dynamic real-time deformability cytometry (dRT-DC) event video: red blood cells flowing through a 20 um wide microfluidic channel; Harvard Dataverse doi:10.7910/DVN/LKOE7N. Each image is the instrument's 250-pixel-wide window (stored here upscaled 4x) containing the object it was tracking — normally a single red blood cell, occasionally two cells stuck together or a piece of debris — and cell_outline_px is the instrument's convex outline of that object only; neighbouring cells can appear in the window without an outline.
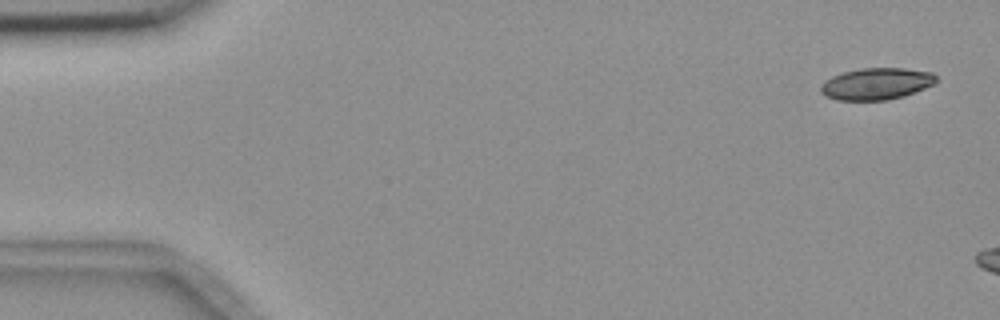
{"species": "common noctule bat (a hibernating species)", "species_latin": "Nyctalus noctula", "temperature_condition": "room temperature", "stored_images_in_passage": 6, "camera_frame_rate_fps": 3000, "um_per_image_px": 0.085, "animal": {"sex": "female", "body_mass_g": 18.4}, "frame": {"image": 1, "passage_image": 1, "time_ms": 0.0, "image_size_px": [1000, 320], "cell_outline_px": [[936, 84], [904, 96], [888, 100], [836, 100], [824, 96], [820, 92], [820, 84], [824, 80], [832, 76], [844, 72], [860, 68], [904, 68], [932, 72], [936, 76]], "centroid_in_image_um": [74.48, 7.12], "position_along_channel_um": 10.5, "area_um2": 21.62}}
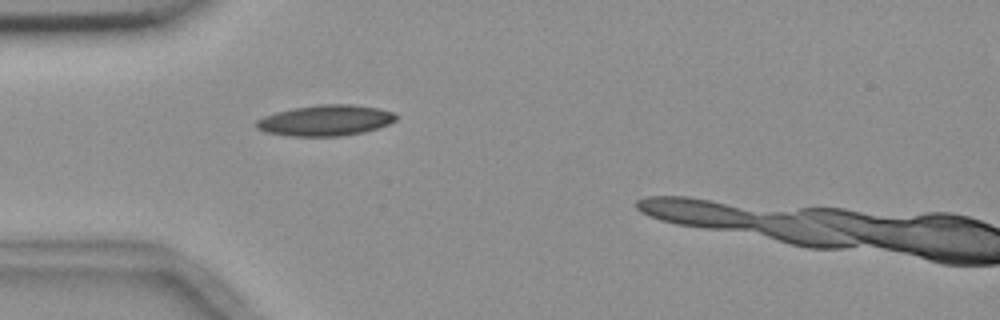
{"frame": {"image": 2, "passage_image": 5, "time_ms": 4.667, "image_size_px": [1000, 320], "cell_outline_px": [[396, 120], [388, 124], [364, 132], [340, 136], [288, 136], [264, 132], [256, 128], [256, 120], [264, 116], [276, 112], [292, 108], [320, 104], [352, 104], [380, 108], [392, 112], [396, 116]], "centroid_in_image_um": [27.64, 10.23], "position_along_channel_um": 57.4, "area_um2": 25.14}}